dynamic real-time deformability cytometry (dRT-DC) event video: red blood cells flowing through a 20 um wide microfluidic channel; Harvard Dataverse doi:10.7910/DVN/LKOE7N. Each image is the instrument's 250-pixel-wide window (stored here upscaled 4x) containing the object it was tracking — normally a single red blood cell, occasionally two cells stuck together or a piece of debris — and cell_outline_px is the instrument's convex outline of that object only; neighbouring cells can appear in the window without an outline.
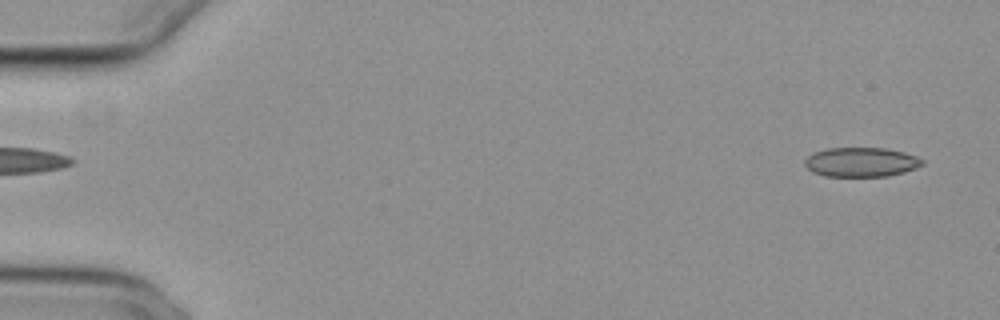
{"species": "common noctule bat (a hibernating species)", "species_latin": "Nyctalus noctula", "temperature_condition": "cold", "stored_images_in_passage": 9, "camera_frame_rate_fps": 3000, "um_per_image_px": 0.085, "animal": {"sex": "female", "body_mass_g": 29.2, "forearm_length_mm": 56.3}, "frame": {"image": 1, "passage_image": 2, "time_ms": 0.333, "image_size_px": [1000, 320], "cell_outline_px": [[924, 164], [916, 168], [904, 172], [888, 176], [824, 176], [812, 172], [804, 164], [804, 160], [808, 156], [816, 152], [828, 148], [884, 148], [904, 152], [916, 156], [924, 160]], "centroid_in_image_um": [73.21, 13.78], "position_along_channel_um": 11.8, "area_um2": 20.11}}